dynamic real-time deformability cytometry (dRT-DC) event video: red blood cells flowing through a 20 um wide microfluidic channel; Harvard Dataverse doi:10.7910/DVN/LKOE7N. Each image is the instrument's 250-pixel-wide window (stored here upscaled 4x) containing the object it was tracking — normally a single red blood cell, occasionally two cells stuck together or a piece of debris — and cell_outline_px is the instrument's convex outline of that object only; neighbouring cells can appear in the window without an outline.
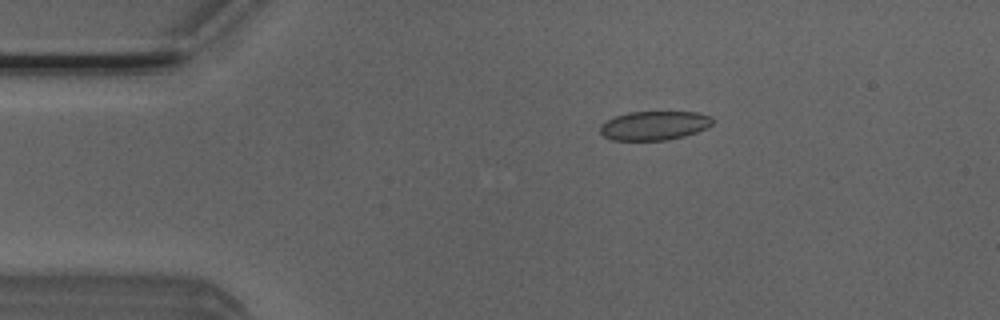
{"species": "Egyptian fruit bat (a non-hibernating species)", "species_latin": "Rousettus aegyptiacus", "temperature_condition": "room temperature", "stored_images_in_passage": 4, "camera_frame_rate_fps": 3000, "um_per_image_px": 0.085, "animal": {"sex": "male"}, "frame": {"image": 1, "passage_image": 2, "time_ms": 0.333, "image_size_px": [1000, 320], "cell_outline_px": [[712, 124], [696, 132], [684, 136], [668, 140], [612, 140], [604, 136], [600, 132], [600, 124], [616, 116], [628, 112], [696, 112], [712, 116]], "centroid_in_image_um": [55.6, 10.67], "position_along_channel_um": 29.4, "area_um2": 18.9}}
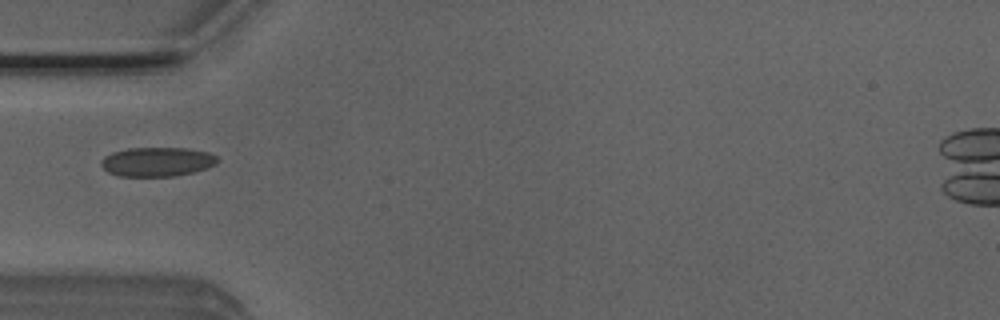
{"frame": {"image": 2, "passage_image": 4, "time_ms": 1.0, "image_size_px": [1000, 320], "cell_outline_px": [[220, 160], [216, 164], [208, 168], [196, 172], [176, 176], [120, 176], [108, 172], [100, 164], [100, 160], [104, 156], [112, 152], [128, 148], [188, 148], [208, 152], [216, 156]], "centroid_in_image_um": [13.38, 13.75], "position_along_channel_um": 71.6, "area_um2": 20.06}}